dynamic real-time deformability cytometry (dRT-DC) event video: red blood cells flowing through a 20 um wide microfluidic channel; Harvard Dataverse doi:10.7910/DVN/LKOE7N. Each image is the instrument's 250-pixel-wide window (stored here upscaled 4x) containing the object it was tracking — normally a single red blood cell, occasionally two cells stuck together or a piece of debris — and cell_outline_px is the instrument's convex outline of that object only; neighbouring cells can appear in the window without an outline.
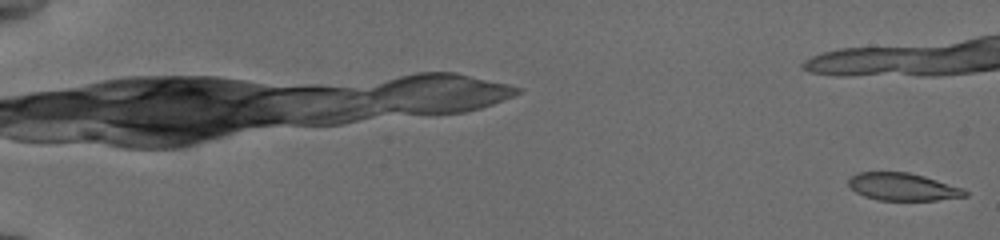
{"species": "common noctule bat (a hibernating species)", "species_latin": "Nyctalus noctula", "temperature_condition": "cold", "stored_images_in_passage": 48, "camera_frame_rate_fps": 3000, "um_per_image_px": 0.085, "animal": {"sex": "female", "body_mass_g": 19.5, "forearm_length_mm": 54.1}, "frame": {"image": 1, "passage_image": 1, "time_ms": 0.0, "image_size_px": [1000, 240], "cell_outline_px": [[968, 196], [936, 200], [880, 200], [864, 196], [856, 192], [848, 184], [848, 180], [852, 176], [860, 172], [908, 172], [924, 176], [964, 188], [968, 192]], "centroid_in_image_um": [76.77, 15.88], "position_along_channel_um": 8.2, "area_um2": 18.61}}